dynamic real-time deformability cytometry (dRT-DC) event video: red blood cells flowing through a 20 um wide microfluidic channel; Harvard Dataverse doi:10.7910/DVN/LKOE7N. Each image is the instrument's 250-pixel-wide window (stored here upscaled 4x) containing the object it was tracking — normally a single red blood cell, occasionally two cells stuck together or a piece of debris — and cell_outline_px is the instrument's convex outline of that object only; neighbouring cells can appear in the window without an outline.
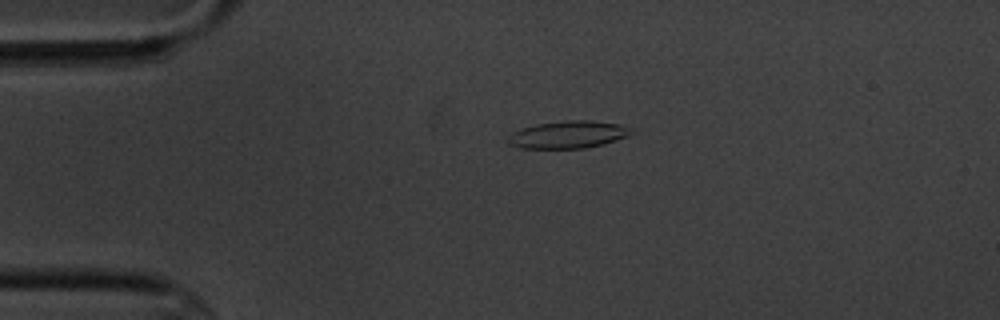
{"species": "common noctule bat (a hibernating species)", "species_latin": "Nyctalus noctula", "temperature_condition": "cold", "stored_images_in_passage": 2, "camera_frame_rate_fps": 3000, "um_per_image_px": 0.085, "animal": {"sex": "male", "body_mass_g": 20.1, "forearm_length_mm": 53.5}, "frame": {"image": 1, "passage_image": 1, "time_ms": 0.0, "image_size_px": [1000, 320], "cell_outline_px": [[640, 132], [616, 140], [584, 148], [520, 148], [508, 144], [504, 140], [512, 132], [520, 128], [536, 124], [564, 120], [588, 120], [620, 124]], "centroid_in_image_um": [48.28, 11.43], "position_along_channel_um": 36.7, "area_um2": 19.94}}